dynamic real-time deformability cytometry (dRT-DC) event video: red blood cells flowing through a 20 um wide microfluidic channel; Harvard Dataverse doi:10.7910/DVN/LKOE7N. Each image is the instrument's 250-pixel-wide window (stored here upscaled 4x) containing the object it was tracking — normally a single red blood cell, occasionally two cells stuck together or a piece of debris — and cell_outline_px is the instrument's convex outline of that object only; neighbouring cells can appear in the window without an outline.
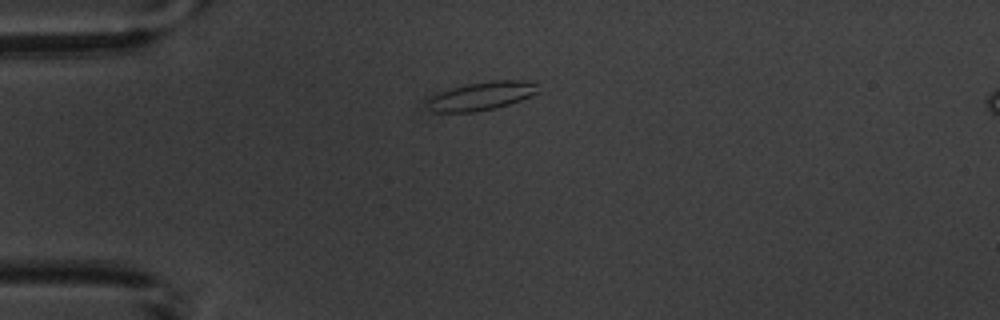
{"species": "common noctule bat (a hibernating species)", "species_latin": "Nyctalus noctula", "temperature_condition": "warm", "stored_images_in_passage": 5, "camera_frame_rate_fps": 3000, "um_per_image_px": 0.085, "animal": {"sex": "male", "body_mass_g": 20.1, "forearm_length_mm": 53.5}, "frame": {"image": 1, "passage_image": 1, "time_ms": 0.0, "image_size_px": [1000, 320], "cell_outline_px": [[540, 92], [520, 100], [496, 108], [472, 112], [432, 112], [428, 108], [428, 100], [432, 96], [440, 92], [452, 88], [468, 84], [492, 80], [524, 80], [536, 84]], "centroid_in_image_um": [40.94, 8.16], "position_along_channel_um": 44.1, "area_um2": 18.15}}
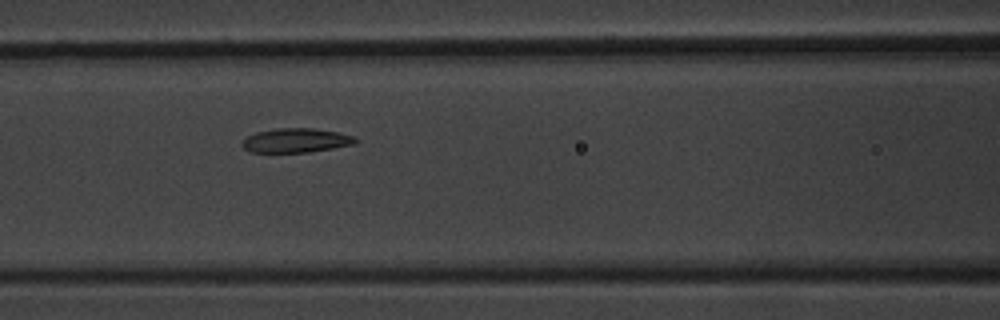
{"frame": {"image": 2, "passage_image": 4, "time_ms": 3.333, "image_size_px": [1000, 320], "cell_outline_px": [[360, 140], [356, 144], [308, 152], [248, 152], [240, 144], [248, 136], [256, 132], [276, 128], [312, 128], [336, 132], [352, 136]], "centroid_in_image_um": [25.15, 11.94], "position_along_channel_um": 141.4, "area_um2": 15.95}}
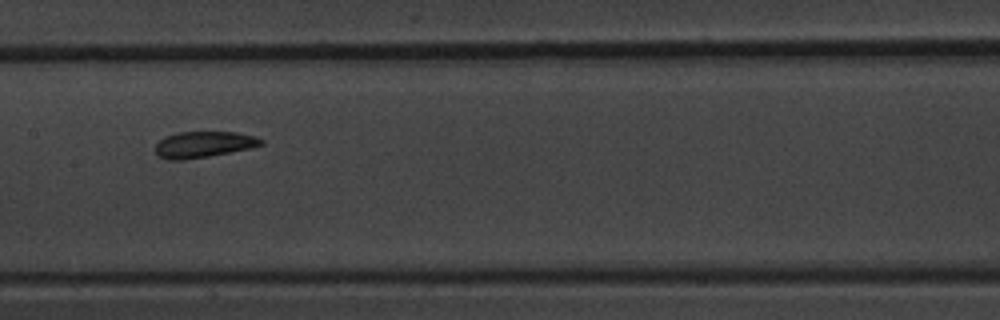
{"frame": {"image": 3, "passage_image": 5, "time_ms": 4.667, "image_size_px": [1000, 320], "cell_outline_px": [[264, 144], [252, 148], [208, 156], [184, 160], [168, 160], [160, 156], [156, 152], [156, 144], [160, 140], [168, 136], [180, 132], [236, 132], [256, 136], [264, 140]], "centroid_in_image_um": [17.36, 12.28], "position_along_channel_um": 190.0, "area_um2": 16.01}}